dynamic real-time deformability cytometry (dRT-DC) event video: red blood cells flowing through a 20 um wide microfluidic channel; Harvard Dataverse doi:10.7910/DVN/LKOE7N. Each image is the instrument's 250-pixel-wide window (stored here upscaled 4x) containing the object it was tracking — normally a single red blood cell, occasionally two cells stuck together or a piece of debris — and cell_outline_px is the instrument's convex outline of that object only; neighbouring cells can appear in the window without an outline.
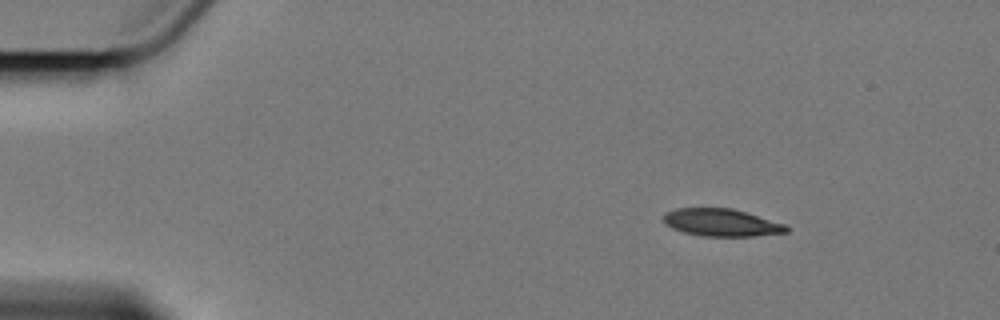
{"species": "Egyptian fruit bat (a non-hibernating species)", "species_latin": "Rousettus aegyptiacus", "temperature_condition": "cold", "stored_images_in_passage": 52, "camera_frame_rate_fps": 3000, "um_per_image_px": 0.085, "animal": {"sex": "female"}, "frame": {"image": 1, "passage_image": 1, "time_ms": 0.0, "image_size_px": [1000, 320], "cell_outline_px": [[788, 232], [752, 236], [704, 236], [684, 232], [672, 228], [664, 224], [664, 216], [668, 212], [676, 208], [732, 208], [784, 224], [788, 228]], "centroid_in_image_um": [61.3, 18.92], "position_along_channel_um": 23.7, "area_um2": 19.36}}
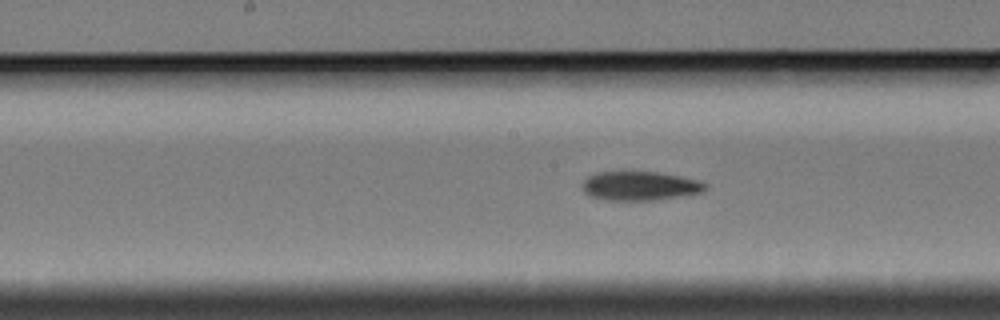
{"frame": {"image": 2, "passage_image": 23, "time_ms": 7.333, "image_size_px": [1000, 320], "cell_outline_px": [[708, 188], [700, 192], [656, 200], [608, 200], [592, 196], [584, 192], [584, 180], [588, 176], [596, 172], [656, 172], [680, 176], [700, 180], [708, 184]], "centroid_in_image_um": [54.43, 15.79], "position_along_channel_um": 193.8, "area_um2": 20.58}}
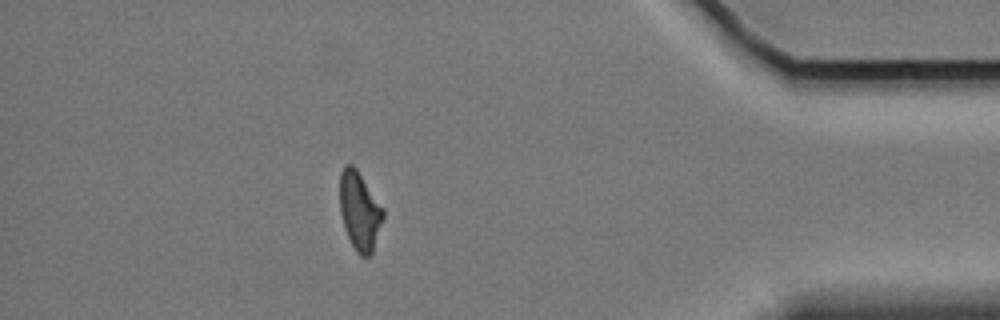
{"frame": {"image": 3, "passage_image": 45, "time_ms": 14.667, "image_size_px": [1000, 320], "cell_outline_px": [[384, 216], [372, 252], [368, 256], [360, 256], [356, 252], [344, 228], [340, 212], [340, 172], [344, 164], [352, 164], [356, 168], [384, 208]], "centroid_in_image_um": [30.56, 17.9], "position_along_channel_um": 404.6, "area_um2": 19.77}, "authors_computed_cell_mechanics": {"area_um2": 20.6635, "velocity_mm_per_s": 3.4051, "shape_relaxation_time_tau1_ms": 6.9643, "shape_relaxation_time_tau2_ms": 6.3834, "deformation_change_tau1": 0.1511, "deformation_change_tau2": 0.1448}}